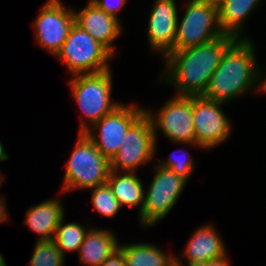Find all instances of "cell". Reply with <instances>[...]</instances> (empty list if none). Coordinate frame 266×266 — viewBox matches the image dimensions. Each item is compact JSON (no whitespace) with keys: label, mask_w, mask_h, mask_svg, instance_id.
I'll return each mask as SVG.
<instances>
[{"label":"cell","mask_w":266,"mask_h":266,"mask_svg":"<svg viewBox=\"0 0 266 266\" xmlns=\"http://www.w3.org/2000/svg\"><path fill=\"white\" fill-rule=\"evenodd\" d=\"M235 40L224 34L196 47L169 52L165 56L164 80L176 88L177 96H203L223 53Z\"/></svg>","instance_id":"obj_1"},{"label":"cell","mask_w":266,"mask_h":266,"mask_svg":"<svg viewBox=\"0 0 266 266\" xmlns=\"http://www.w3.org/2000/svg\"><path fill=\"white\" fill-rule=\"evenodd\" d=\"M250 41L247 37L236 39L225 50L203 97L227 103L253 89L259 82L257 90L261 92L260 78L263 74L256 64L255 47Z\"/></svg>","instance_id":"obj_2"},{"label":"cell","mask_w":266,"mask_h":266,"mask_svg":"<svg viewBox=\"0 0 266 266\" xmlns=\"http://www.w3.org/2000/svg\"><path fill=\"white\" fill-rule=\"evenodd\" d=\"M69 85L74 99L85 115L81 121L79 133H85L105 115L114 111L121 103L111 101L112 73L107 70L96 74H77L71 76ZM89 121L88 126L86 121Z\"/></svg>","instance_id":"obj_3"},{"label":"cell","mask_w":266,"mask_h":266,"mask_svg":"<svg viewBox=\"0 0 266 266\" xmlns=\"http://www.w3.org/2000/svg\"><path fill=\"white\" fill-rule=\"evenodd\" d=\"M67 162L62 192L77 188L90 189L107 183L110 161L106 159L85 133H79Z\"/></svg>","instance_id":"obj_4"},{"label":"cell","mask_w":266,"mask_h":266,"mask_svg":"<svg viewBox=\"0 0 266 266\" xmlns=\"http://www.w3.org/2000/svg\"><path fill=\"white\" fill-rule=\"evenodd\" d=\"M185 10L181 21L177 19L175 41L170 52L196 47L224 35L217 5L190 0Z\"/></svg>","instance_id":"obj_5"},{"label":"cell","mask_w":266,"mask_h":266,"mask_svg":"<svg viewBox=\"0 0 266 266\" xmlns=\"http://www.w3.org/2000/svg\"><path fill=\"white\" fill-rule=\"evenodd\" d=\"M113 55L87 31L74 23L61 50L55 57L63 60L70 75L96 74L110 69Z\"/></svg>","instance_id":"obj_6"},{"label":"cell","mask_w":266,"mask_h":266,"mask_svg":"<svg viewBox=\"0 0 266 266\" xmlns=\"http://www.w3.org/2000/svg\"><path fill=\"white\" fill-rule=\"evenodd\" d=\"M186 183L171 169L157 165L150 187L144 194V205L139 214L140 224L144 227L154 226L163 220L177 203Z\"/></svg>","instance_id":"obj_7"},{"label":"cell","mask_w":266,"mask_h":266,"mask_svg":"<svg viewBox=\"0 0 266 266\" xmlns=\"http://www.w3.org/2000/svg\"><path fill=\"white\" fill-rule=\"evenodd\" d=\"M155 147L152 122L144 112L125 133L118 152L110 160L111 171L136 172L142 163L153 159Z\"/></svg>","instance_id":"obj_8"},{"label":"cell","mask_w":266,"mask_h":266,"mask_svg":"<svg viewBox=\"0 0 266 266\" xmlns=\"http://www.w3.org/2000/svg\"><path fill=\"white\" fill-rule=\"evenodd\" d=\"M154 130L157 143L158 129L172 142L182 144H196V135L193 125V96H175L165 103L156 114L146 110Z\"/></svg>","instance_id":"obj_9"},{"label":"cell","mask_w":266,"mask_h":266,"mask_svg":"<svg viewBox=\"0 0 266 266\" xmlns=\"http://www.w3.org/2000/svg\"><path fill=\"white\" fill-rule=\"evenodd\" d=\"M145 112L144 108L135 105H119L114 111L105 115L100 121L91 125L98 129L96 138L94 129L85 132L89 139L95 144L100 153L109 161L118 152L124 135L129 127Z\"/></svg>","instance_id":"obj_10"},{"label":"cell","mask_w":266,"mask_h":266,"mask_svg":"<svg viewBox=\"0 0 266 266\" xmlns=\"http://www.w3.org/2000/svg\"><path fill=\"white\" fill-rule=\"evenodd\" d=\"M74 10L62 5L61 0H49L39 10L34 21L36 42L52 55H57L75 23Z\"/></svg>","instance_id":"obj_11"},{"label":"cell","mask_w":266,"mask_h":266,"mask_svg":"<svg viewBox=\"0 0 266 266\" xmlns=\"http://www.w3.org/2000/svg\"><path fill=\"white\" fill-rule=\"evenodd\" d=\"M222 102L193 96V125L197 146L205 149L223 143L231 134V124L222 111Z\"/></svg>","instance_id":"obj_12"},{"label":"cell","mask_w":266,"mask_h":266,"mask_svg":"<svg viewBox=\"0 0 266 266\" xmlns=\"http://www.w3.org/2000/svg\"><path fill=\"white\" fill-rule=\"evenodd\" d=\"M148 23L151 48L164 57L172 50L176 35L178 11L175 0H156Z\"/></svg>","instance_id":"obj_13"},{"label":"cell","mask_w":266,"mask_h":266,"mask_svg":"<svg viewBox=\"0 0 266 266\" xmlns=\"http://www.w3.org/2000/svg\"><path fill=\"white\" fill-rule=\"evenodd\" d=\"M73 12L75 24L87 31L114 56L115 49L112 43L122 33L120 20L106 14L91 1L81 11L74 10Z\"/></svg>","instance_id":"obj_14"},{"label":"cell","mask_w":266,"mask_h":266,"mask_svg":"<svg viewBox=\"0 0 266 266\" xmlns=\"http://www.w3.org/2000/svg\"><path fill=\"white\" fill-rule=\"evenodd\" d=\"M183 251L188 266H197L226 255L225 244L211 224L198 228Z\"/></svg>","instance_id":"obj_15"},{"label":"cell","mask_w":266,"mask_h":266,"mask_svg":"<svg viewBox=\"0 0 266 266\" xmlns=\"http://www.w3.org/2000/svg\"><path fill=\"white\" fill-rule=\"evenodd\" d=\"M60 202L58 199L46 200L26 211L24 224L28 225L32 232L41 235L38 240L54 238L55 231L65 215Z\"/></svg>","instance_id":"obj_16"},{"label":"cell","mask_w":266,"mask_h":266,"mask_svg":"<svg viewBox=\"0 0 266 266\" xmlns=\"http://www.w3.org/2000/svg\"><path fill=\"white\" fill-rule=\"evenodd\" d=\"M118 247L113 232L90 228L78 251L80 261L88 266H100Z\"/></svg>","instance_id":"obj_17"},{"label":"cell","mask_w":266,"mask_h":266,"mask_svg":"<svg viewBox=\"0 0 266 266\" xmlns=\"http://www.w3.org/2000/svg\"><path fill=\"white\" fill-rule=\"evenodd\" d=\"M110 171L107 183L112 189L120 206H140L139 214L144 205V188L139 177L134 172Z\"/></svg>","instance_id":"obj_18"},{"label":"cell","mask_w":266,"mask_h":266,"mask_svg":"<svg viewBox=\"0 0 266 266\" xmlns=\"http://www.w3.org/2000/svg\"><path fill=\"white\" fill-rule=\"evenodd\" d=\"M260 0H224L218 5L219 23L224 34L242 39V25Z\"/></svg>","instance_id":"obj_19"},{"label":"cell","mask_w":266,"mask_h":266,"mask_svg":"<svg viewBox=\"0 0 266 266\" xmlns=\"http://www.w3.org/2000/svg\"><path fill=\"white\" fill-rule=\"evenodd\" d=\"M118 248L123 252L125 266H172L175 263V255L169 256L150 243L119 244Z\"/></svg>","instance_id":"obj_20"},{"label":"cell","mask_w":266,"mask_h":266,"mask_svg":"<svg viewBox=\"0 0 266 266\" xmlns=\"http://www.w3.org/2000/svg\"><path fill=\"white\" fill-rule=\"evenodd\" d=\"M63 220L64 217L55 231L53 240L61 253L65 256L66 251H79L88 229H85L84 226H81L77 222L63 224Z\"/></svg>","instance_id":"obj_21"},{"label":"cell","mask_w":266,"mask_h":266,"mask_svg":"<svg viewBox=\"0 0 266 266\" xmlns=\"http://www.w3.org/2000/svg\"><path fill=\"white\" fill-rule=\"evenodd\" d=\"M65 256L53 239L38 240L29 266H64Z\"/></svg>","instance_id":"obj_22"},{"label":"cell","mask_w":266,"mask_h":266,"mask_svg":"<svg viewBox=\"0 0 266 266\" xmlns=\"http://www.w3.org/2000/svg\"><path fill=\"white\" fill-rule=\"evenodd\" d=\"M92 189L91 202L95 211L103 216L114 217L121 206L117 198L113 195L112 189L108 183L96 186Z\"/></svg>","instance_id":"obj_23"},{"label":"cell","mask_w":266,"mask_h":266,"mask_svg":"<svg viewBox=\"0 0 266 266\" xmlns=\"http://www.w3.org/2000/svg\"><path fill=\"white\" fill-rule=\"evenodd\" d=\"M186 155L187 157H175L174 155L170 156V158L167 160L164 159L159 161L158 165L166 169H171L178 176L188 181V178L194 170L195 165L191 156L188 153H186Z\"/></svg>","instance_id":"obj_24"},{"label":"cell","mask_w":266,"mask_h":266,"mask_svg":"<svg viewBox=\"0 0 266 266\" xmlns=\"http://www.w3.org/2000/svg\"><path fill=\"white\" fill-rule=\"evenodd\" d=\"M90 1L94 3L99 9L104 11L106 14L119 20L118 15L116 13H118V11H120L121 8L124 7L127 0H114V1L113 0H90Z\"/></svg>","instance_id":"obj_25"},{"label":"cell","mask_w":266,"mask_h":266,"mask_svg":"<svg viewBox=\"0 0 266 266\" xmlns=\"http://www.w3.org/2000/svg\"><path fill=\"white\" fill-rule=\"evenodd\" d=\"M100 266H125L123 252L118 248Z\"/></svg>","instance_id":"obj_26"},{"label":"cell","mask_w":266,"mask_h":266,"mask_svg":"<svg viewBox=\"0 0 266 266\" xmlns=\"http://www.w3.org/2000/svg\"><path fill=\"white\" fill-rule=\"evenodd\" d=\"M226 256L227 254L223 257L214 260H209L208 262H205L197 266H230L229 259Z\"/></svg>","instance_id":"obj_27"},{"label":"cell","mask_w":266,"mask_h":266,"mask_svg":"<svg viewBox=\"0 0 266 266\" xmlns=\"http://www.w3.org/2000/svg\"><path fill=\"white\" fill-rule=\"evenodd\" d=\"M7 207L5 205L4 199L0 196V223L8 219L9 214H7Z\"/></svg>","instance_id":"obj_28"},{"label":"cell","mask_w":266,"mask_h":266,"mask_svg":"<svg viewBox=\"0 0 266 266\" xmlns=\"http://www.w3.org/2000/svg\"><path fill=\"white\" fill-rule=\"evenodd\" d=\"M8 155L5 153V150H4V146L3 144H1V141H0V161H3V160H8ZM4 179V177H2V175L0 174V180L2 181Z\"/></svg>","instance_id":"obj_29"},{"label":"cell","mask_w":266,"mask_h":266,"mask_svg":"<svg viewBox=\"0 0 266 266\" xmlns=\"http://www.w3.org/2000/svg\"><path fill=\"white\" fill-rule=\"evenodd\" d=\"M201 1H205V2H209V3H213L215 5H219L221 2H223L224 0H201Z\"/></svg>","instance_id":"obj_30"},{"label":"cell","mask_w":266,"mask_h":266,"mask_svg":"<svg viewBox=\"0 0 266 266\" xmlns=\"http://www.w3.org/2000/svg\"><path fill=\"white\" fill-rule=\"evenodd\" d=\"M261 91L266 92V77H265V79L261 82Z\"/></svg>","instance_id":"obj_31"},{"label":"cell","mask_w":266,"mask_h":266,"mask_svg":"<svg viewBox=\"0 0 266 266\" xmlns=\"http://www.w3.org/2000/svg\"><path fill=\"white\" fill-rule=\"evenodd\" d=\"M179 261L180 260L177 257H175V263H173L172 266H184L185 265V264L182 265V263H180Z\"/></svg>","instance_id":"obj_32"}]
</instances>
